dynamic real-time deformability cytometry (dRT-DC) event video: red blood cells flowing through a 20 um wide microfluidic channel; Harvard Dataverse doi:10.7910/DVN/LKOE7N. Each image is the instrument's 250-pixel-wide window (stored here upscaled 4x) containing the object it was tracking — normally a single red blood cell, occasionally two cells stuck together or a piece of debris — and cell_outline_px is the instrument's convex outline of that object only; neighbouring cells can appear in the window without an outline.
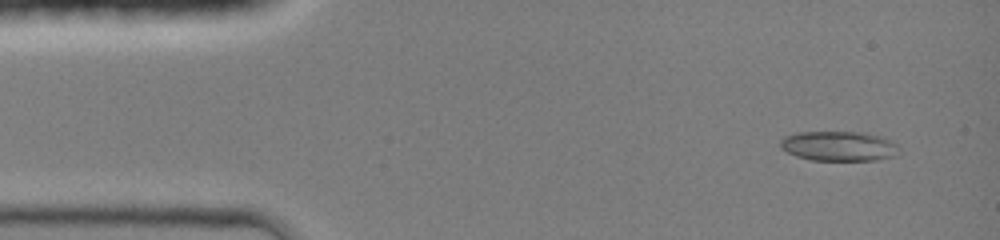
{"species": "common noctule bat (a hibernating species)", "species_latin": "Nyctalus noctula", "temperature_condition": "room temperature", "stored_images_in_passage": 44, "camera_frame_rate_fps": 3000, "um_per_image_px": 0.085, "animal": {"sex": "female", "body_mass_g": 19.0, "forearm_length_mm": 51.5}, "frame": {"image": 1, "passage_image": 3, "time_ms": 0.667, "image_size_px": [1000, 240], "cell_outline_px": [[896, 156], [876, 160], [812, 160], [796, 156], [780, 148], [780, 140], [784, 136], [796, 132], [860, 132], [880, 136], [892, 140], [896, 144]], "centroid_in_image_um": [71.26, 12.41], "position_along_channel_um": 13.7, "area_um2": 20.58}}
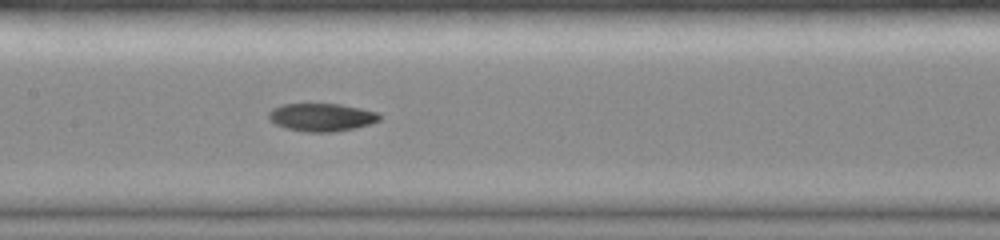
{"frame": {"image": 2, "passage_image": 21, "time_ms": 6.667, "image_size_px": [1000, 240], "cell_outline_px": [[380, 120], [356, 128], [332, 132], [304, 132], [284, 128], [268, 120], [268, 112], [272, 108], [284, 104], [340, 104], [380, 112]], "centroid_in_image_um": [27.31, 9.97], "position_along_channel_um": 180.1, "area_um2": 18.21}}
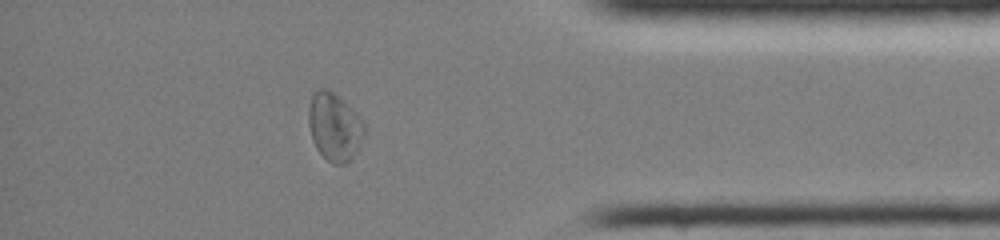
{"frame": {"image": 3, "passage_image": 38, "time_ms": 12.333, "image_size_px": [1000, 240], "cell_outline_px": [[364, 136], [356, 152], [344, 164], [332, 164], [316, 148], [312, 140], [308, 124], [308, 108], [312, 92], [320, 88], [328, 88], [352, 108], [364, 120]], "centroid_in_image_um": [28.41, 10.75], "position_along_channel_um": 406.8, "area_um2": 22.2}, "authors_computed_cell_mechanics": {"area_um2": 19.074, "velocity_mm_per_s": 4.2777, "shape_relaxation_time_tau1_ms": 5.1058, "shape_relaxation_time_tau2_ms": null, "deformation_change_tau1": 0.1738, "deformation_change_tau2": null}}